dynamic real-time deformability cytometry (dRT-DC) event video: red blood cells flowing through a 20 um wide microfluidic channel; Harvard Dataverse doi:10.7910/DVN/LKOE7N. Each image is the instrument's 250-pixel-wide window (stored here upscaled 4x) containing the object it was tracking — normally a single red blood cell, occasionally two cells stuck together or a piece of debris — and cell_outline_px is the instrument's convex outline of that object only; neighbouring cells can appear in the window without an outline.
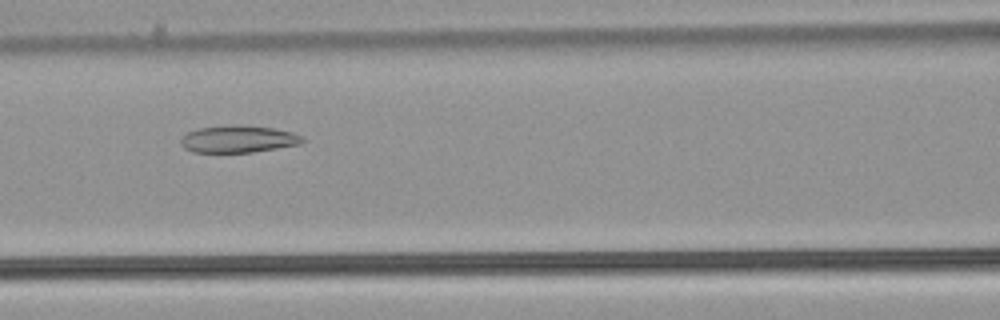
{"species": "common noctule bat (a hibernating species)", "species_latin": "Nyctalus noctula", "temperature_condition": "warm", "stored_images_in_passage": 31, "camera_frame_rate_fps": 3000, "um_per_image_px": 0.085, "animal": {"sex": "male", "body_mass_g": 21.5, "forearm_length_mm": 52.0}, "frame": {"image": 1, "passage_image": 11, "time_ms": 3.333, "image_size_px": [1000, 320], "cell_outline_px": [[304, 140], [300, 144], [252, 152], [192, 152], [184, 148], [180, 144], [180, 140], [188, 132], [196, 128], [232, 124], [240, 124], [272, 128], [292, 132], [304, 136]], "centroid_in_image_um": [20.23, 11.81], "position_along_channel_um": 146.4, "area_um2": 19.36}}
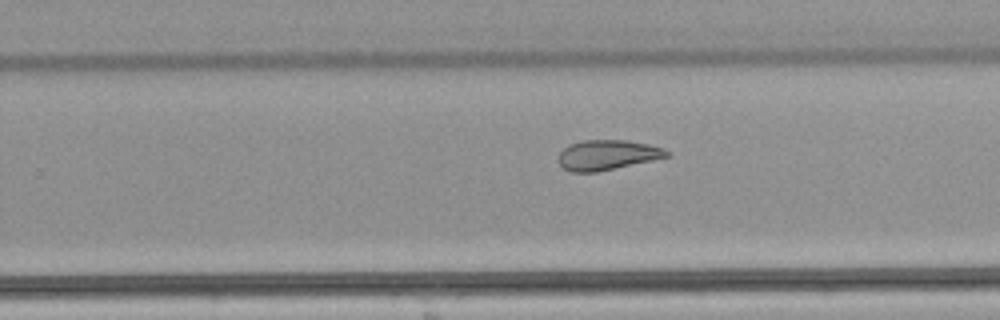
{"frame": {"image": 2, "passage_image": 21, "time_ms": 6.667, "image_size_px": [1000, 320], "cell_outline_px": [[672, 152], [668, 156], [652, 160], [596, 172], [572, 172], [564, 168], [560, 164], [560, 152], [568, 144], [584, 140], [628, 140], [648, 144], [664, 148]], "centroid_in_image_um": [51.64, 13.16], "position_along_channel_um": 278.2, "area_um2": 18.79}}
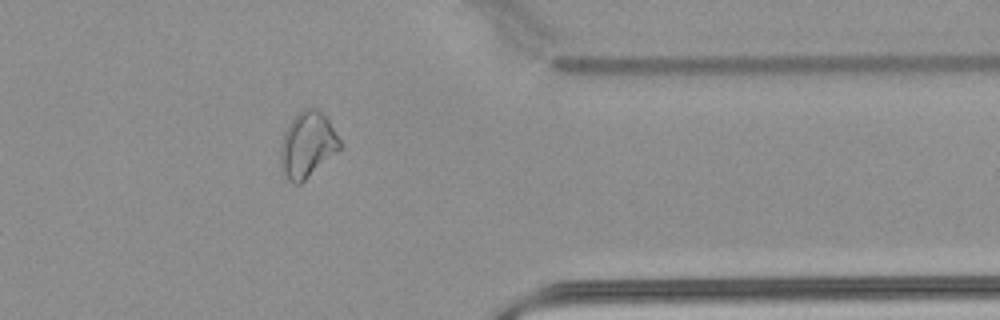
{"frame": {"image": 3, "passage_image": 30, "time_ms": 9.667, "image_size_px": [1000, 320], "cell_outline_px": [[344, 148], [300, 184], [292, 184], [288, 180], [280, 168], [280, 144], [284, 128], [304, 108], [316, 108], [328, 120], [340, 140]], "centroid_in_image_um": [26.12, 12.35], "position_along_channel_um": 385.3, "area_um2": 23.06}}